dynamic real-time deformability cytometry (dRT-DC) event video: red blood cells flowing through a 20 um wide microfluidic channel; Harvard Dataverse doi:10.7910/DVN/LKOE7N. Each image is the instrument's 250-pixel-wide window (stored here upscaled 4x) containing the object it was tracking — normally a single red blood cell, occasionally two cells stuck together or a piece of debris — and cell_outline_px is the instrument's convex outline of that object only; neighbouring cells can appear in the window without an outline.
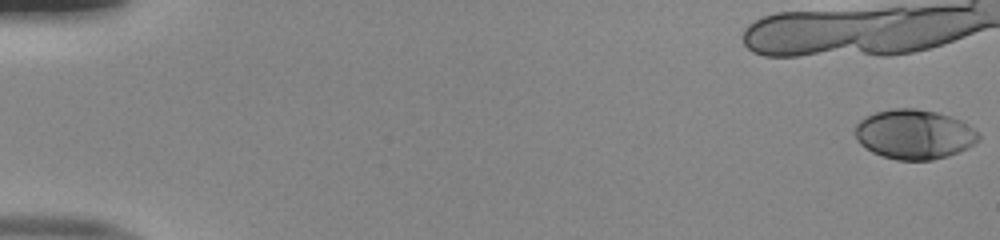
{"species": "human", "species_latin": "Homo sapiens", "temperature_condition": "room temperature", "stored_images_in_passage": 17, "camera_frame_rate_fps": 3000, "um_per_image_px": 0.085, "donor": {"sex": "male"}, "frame": {"image": 1, "passage_image": 1, "time_ms": 0.0, "image_size_px": [1000, 240], "cell_outline_px": [[980, 140], [968, 148], [948, 156], [932, 160], [896, 160], [872, 152], [860, 144], [856, 140], [856, 124], [860, 120], [876, 112], [892, 108], [916, 108], [936, 112], [964, 120], [980, 136]], "centroid_in_image_um": [77.73, 11.41], "position_along_channel_um": 7.3, "area_um2": 35.78}}